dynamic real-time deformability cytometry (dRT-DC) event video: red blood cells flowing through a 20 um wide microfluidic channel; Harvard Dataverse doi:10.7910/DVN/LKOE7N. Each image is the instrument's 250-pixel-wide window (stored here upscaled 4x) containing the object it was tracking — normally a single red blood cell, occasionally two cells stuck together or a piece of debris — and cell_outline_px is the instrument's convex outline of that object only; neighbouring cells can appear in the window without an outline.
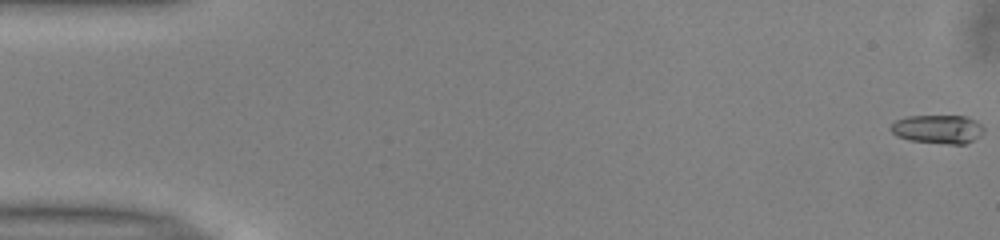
{"species": "common noctule bat (a hibernating species)", "species_latin": "Nyctalus noctula", "temperature_condition": "warm", "stored_images_in_passage": 52, "camera_frame_rate_fps": 3000, "um_per_image_px": 0.085, "animal": {"sex": "male", "body_mass_g": 13.0, "forearm_length_mm": 53.1}, "frame": {"image": 1, "passage_image": 1, "time_ms": 0.0, "image_size_px": [1000, 240], "cell_outline_px": [[984, 132], [980, 136], [964, 144], [948, 144], [908, 140], [896, 136], [888, 128], [896, 120], [908, 116], [964, 116], [976, 120], [984, 128]], "centroid_in_image_um": [79.7, 10.98], "position_along_channel_um": 5.3, "area_um2": 15.61}}
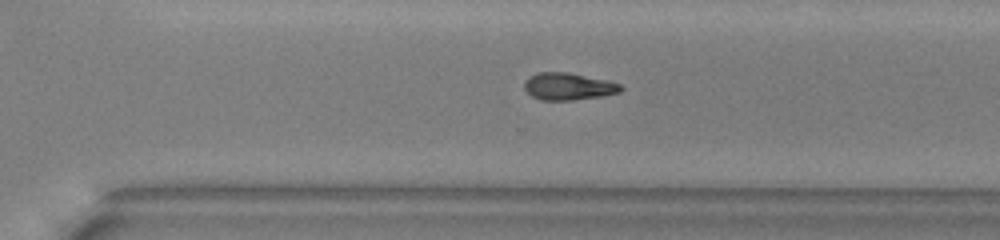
{"frame": {"image": 2, "passage_image": 36, "time_ms": 11.667, "image_size_px": [1000, 240], "cell_outline_px": [[624, 88], [620, 92], [600, 96], [572, 100], [540, 100], [532, 96], [524, 88], [524, 80], [528, 76], [536, 72], [568, 72], [608, 80], [620, 84]], "centroid_in_image_um": [48.28, 7.33], "position_along_channel_um": 322.3, "area_um2": 15.37}}
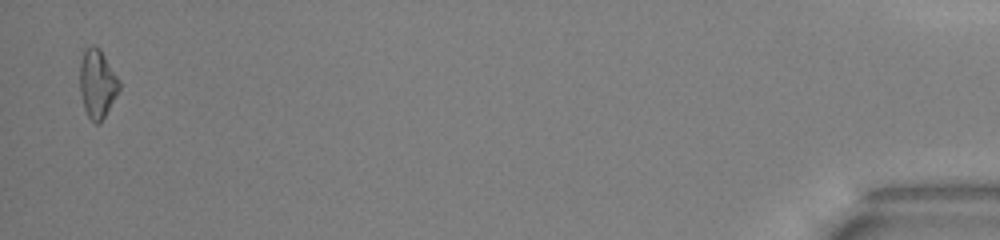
{"frame": {"image": 3, "passage_image": 51, "time_ms": 16.667, "image_size_px": [1000, 240], "cell_outline_px": [[120, 88], [100, 124], [96, 124], [88, 116], [84, 108], [80, 92], [80, 60], [84, 52], [92, 44], [100, 48], [120, 80]], "centroid_in_image_um": [8.27, 7.1], "position_along_channel_um": 426.9, "area_um2": 15.66}, "authors_computed_cell_mechanics": {"area_um2": 15.4615, "velocity_mm_per_s": 4.0299, "shape_relaxation_time_tau1_ms": 3.2611, "shape_relaxation_time_tau2_ms": null, "deformation_change_tau1": 0.1393, "deformation_change_tau2": null}}